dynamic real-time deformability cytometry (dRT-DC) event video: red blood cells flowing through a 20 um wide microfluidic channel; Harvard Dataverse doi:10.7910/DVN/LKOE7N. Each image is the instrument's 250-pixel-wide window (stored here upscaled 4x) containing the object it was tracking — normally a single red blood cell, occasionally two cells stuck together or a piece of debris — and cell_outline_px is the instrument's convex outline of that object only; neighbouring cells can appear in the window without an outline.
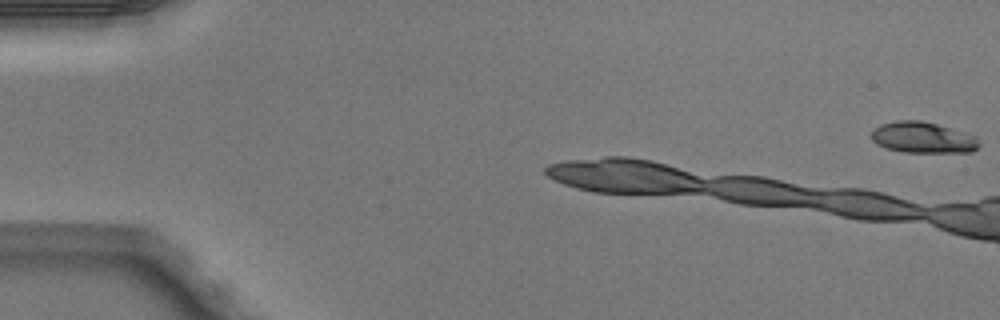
{"species": "Egyptian fruit bat (a non-hibernating species)", "species_latin": "Rousettus aegyptiacus", "temperature_condition": "warm", "stored_images_in_passage": 7, "camera_frame_rate_fps": 3000, "um_per_image_px": 0.085, "animal": {"sex": "male"}, "frame": {"image": 1, "passage_image": 1, "time_ms": 0.0, "image_size_px": [1000, 320], "cell_outline_px": [[980, 144], [972, 152], [904, 152], [888, 148], [876, 144], [872, 140], [872, 132], [880, 124], [896, 120], [920, 120], [936, 124], [964, 132], [976, 136]], "centroid_in_image_um": [78.44, 11.69], "position_along_channel_um": 6.6, "area_um2": 19.36}}